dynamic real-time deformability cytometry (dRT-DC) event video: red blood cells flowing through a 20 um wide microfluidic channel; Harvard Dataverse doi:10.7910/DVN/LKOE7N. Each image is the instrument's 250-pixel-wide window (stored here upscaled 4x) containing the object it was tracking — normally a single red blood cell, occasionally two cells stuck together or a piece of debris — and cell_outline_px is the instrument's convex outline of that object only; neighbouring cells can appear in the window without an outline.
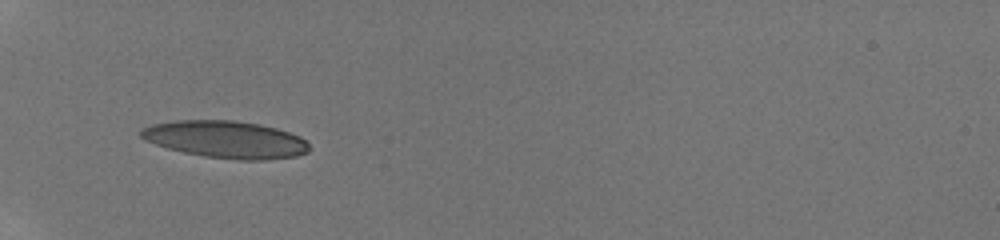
{"species": "human", "species_latin": "Homo sapiens", "temperature_condition": "room temperature", "stored_images_in_passage": 41, "camera_frame_rate_fps": 3000, "um_per_image_px": 0.085, "donor": {"sex": "male"}, "frame": {"image": 1, "passage_image": 1, "time_ms": 0.0, "image_size_px": [1000, 240], "cell_outline_px": [[312, 148], [308, 152], [296, 156], [260, 160], [240, 160], [204, 156], [184, 152], [168, 148], [144, 140], [140, 136], [140, 132], [144, 128], [152, 124], [176, 120], [232, 120], [260, 124], [276, 128], [300, 136]], "centroid_in_image_um": [19.2, 11.85], "position_along_channel_um": 65.8, "area_um2": 36.36}}
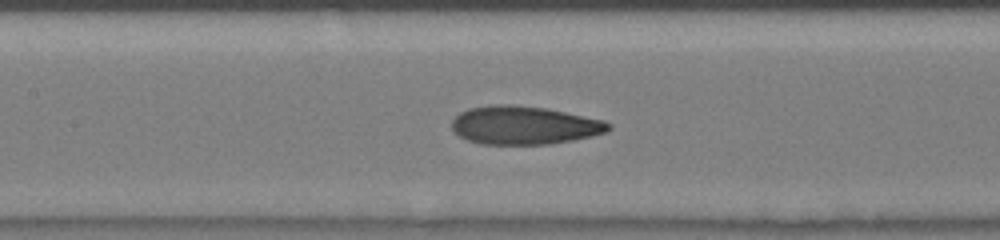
{"frame": {"image": 2, "passage_image": 12, "time_ms": 2.667, "image_size_px": [1000, 240], "cell_outline_px": [[612, 128], [608, 132], [592, 136], [572, 140], [548, 144], [480, 144], [468, 140], [460, 136], [452, 128], [452, 120], [460, 112], [468, 108], [496, 104], [512, 104], [544, 108], [604, 120], [612, 124]], "centroid_in_image_um": [44.57, 10.64], "position_along_channel_um": 162.8, "area_um2": 34.97}}
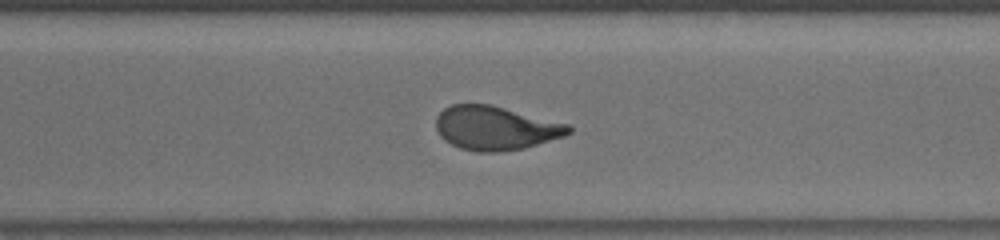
{"frame": {"image": 3, "passage_image": 36, "time_ms": 6.667, "image_size_px": [1000, 240], "cell_outline_px": [[572, 132], [564, 136], [524, 148], [496, 152], [480, 152], [460, 148], [444, 140], [440, 136], [436, 128], [436, 116], [444, 108], [452, 104], [492, 104], [572, 124]], "centroid_in_image_um": [42.15, 10.87], "position_along_channel_um": 328.4, "area_um2": 34.28}}